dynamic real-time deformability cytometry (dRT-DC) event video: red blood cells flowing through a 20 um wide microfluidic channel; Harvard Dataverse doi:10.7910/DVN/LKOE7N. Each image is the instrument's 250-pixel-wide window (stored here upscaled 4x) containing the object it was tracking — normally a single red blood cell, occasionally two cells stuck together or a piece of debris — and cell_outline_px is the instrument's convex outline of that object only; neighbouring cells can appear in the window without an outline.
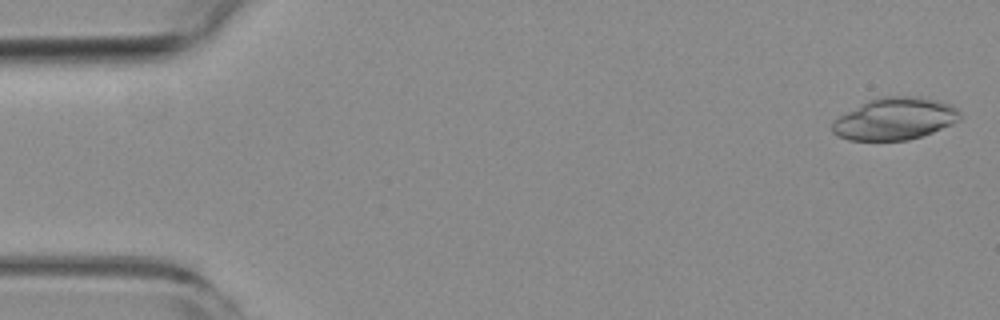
{"species": "common noctule bat (a hibernating species)", "species_latin": "Nyctalus noctula", "temperature_condition": "room temperature", "stored_images_in_passage": 8, "camera_frame_rate_fps": 3000, "um_per_image_px": 0.085, "animal": {"sex": "female", "body_mass_g": 19.3, "forearm_length_mm": 54.1}, "frame": {"image": 1, "passage_image": 2, "time_ms": 0.333, "image_size_px": [1000, 320], "cell_outline_px": [[960, 120], [952, 124], [932, 132], [908, 140], [848, 140], [836, 136], [832, 132], [832, 124], [840, 116], [868, 100], [884, 96], [916, 96], [936, 100], [952, 104], [960, 112]], "centroid_in_image_um": [76.08, 10.1], "position_along_channel_um": 8.9, "area_um2": 31.15}}